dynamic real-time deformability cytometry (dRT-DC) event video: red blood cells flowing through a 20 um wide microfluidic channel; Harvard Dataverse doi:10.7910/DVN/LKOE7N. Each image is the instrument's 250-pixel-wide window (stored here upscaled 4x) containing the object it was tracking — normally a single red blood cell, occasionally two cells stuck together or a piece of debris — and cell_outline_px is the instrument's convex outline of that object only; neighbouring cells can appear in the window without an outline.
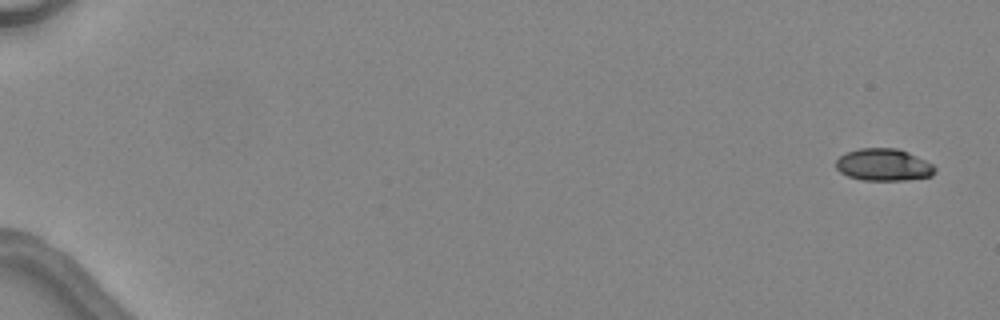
{"species": "common noctule bat (a hibernating species)", "species_latin": "Nyctalus noctula", "temperature_condition": "warm", "stored_images_in_passage": 5, "camera_frame_rate_fps": 3000, "um_per_image_px": 0.085, "animal": {"sex": "female", "body_mass_g": 24.6, "forearm_length_mm": 56.2}, "frame": {"image": 1, "passage_image": 1, "time_ms": 0.0, "image_size_px": [1000, 320], "cell_outline_px": [[936, 172], [932, 176], [908, 180], [860, 180], [848, 176], [840, 172], [836, 168], [836, 160], [844, 152], [860, 148], [896, 148], [908, 152], [932, 164], [936, 168]], "centroid_in_image_um": [75.09, 14.01], "position_along_channel_um": 9.9, "area_um2": 18.67}}
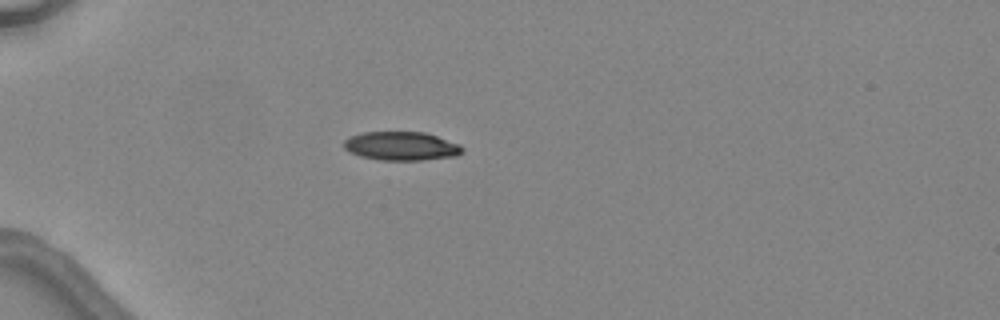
{"frame": {"image": 2, "passage_image": 5, "time_ms": 4.667, "image_size_px": [1000, 320], "cell_outline_px": [[464, 152], [456, 156], [424, 160], [380, 160], [360, 156], [348, 152], [344, 148], [344, 140], [352, 136], [364, 132], [424, 132], [460, 144], [464, 148]], "centroid_in_image_um": [34.13, 12.42], "position_along_channel_um": 50.9, "area_um2": 19.88}}